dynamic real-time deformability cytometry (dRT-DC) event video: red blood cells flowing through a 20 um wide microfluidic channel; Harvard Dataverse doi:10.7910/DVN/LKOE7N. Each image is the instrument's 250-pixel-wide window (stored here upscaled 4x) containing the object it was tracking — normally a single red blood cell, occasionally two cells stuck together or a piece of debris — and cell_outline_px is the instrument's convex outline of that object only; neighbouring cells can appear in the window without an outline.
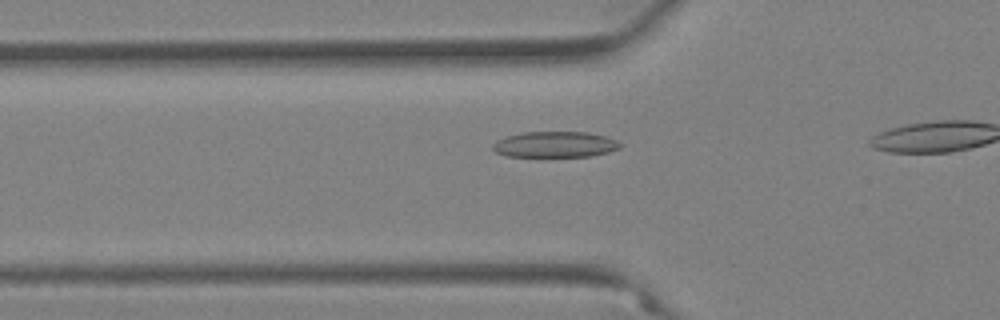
{"species": "Egyptian fruit bat (a non-hibernating species)", "species_latin": "Rousettus aegyptiacus", "temperature_condition": "warm", "stored_images_in_passage": 21, "camera_frame_rate_fps": 3000, "um_per_image_px": 0.085, "animal": {"sex": "female"}, "frame": {"image": 1, "passage_image": 15, "time_ms": 4.667, "image_size_px": [1000, 320], "cell_outline_px": [[624, 144], [620, 148], [608, 152], [592, 156], [508, 156], [496, 152], [492, 148], [492, 144], [496, 140], [508, 136], [524, 132], [588, 132], [604, 136], [616, 140]], "centroid_in_image_um": [47.2, 12.27], "position_along_channel_um": 78.6, "area_um2": 19.13}}
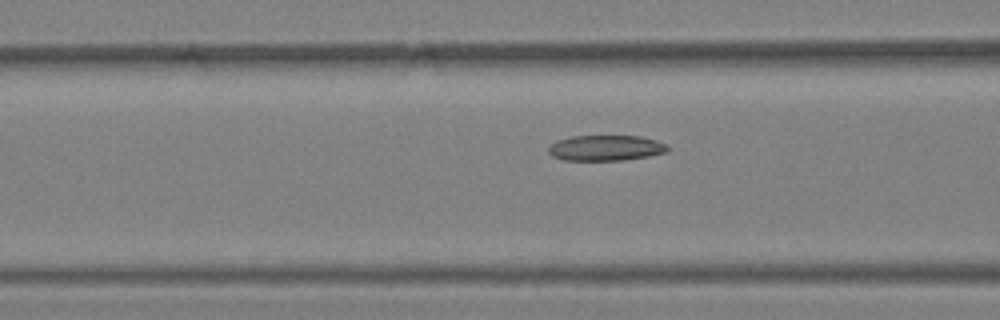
{"frame": {"image": 2, "passage_image": 18, "time_ms": 5.667, "image_size_px": [1000, 320], "cell_outline_px": [[668, 152], [648, 156], [624, 160], [564, 160], [552, 156], [548, 152], [548, 148], [556, 140], [572, 136], [640, 136], [656, 140], [668, 144]], "centroid_in_image_um": [51.5, 12.57], "position_along_channel_um": 115.1, "area_um2": 17.8}}